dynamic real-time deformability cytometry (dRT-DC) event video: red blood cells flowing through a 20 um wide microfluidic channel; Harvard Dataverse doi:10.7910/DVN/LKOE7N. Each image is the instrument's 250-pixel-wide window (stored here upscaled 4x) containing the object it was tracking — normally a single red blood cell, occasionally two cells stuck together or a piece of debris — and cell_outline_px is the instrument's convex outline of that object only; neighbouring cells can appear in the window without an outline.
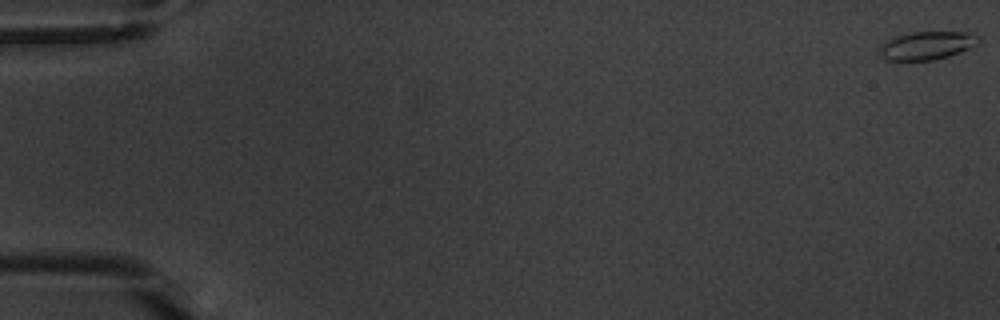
{"species": "common noctule bat (a hibernating species)", "species_latin": "Nyctalus noctula", "temperature_condition": "warm", "stored_images_in_passage": 36, "camera_frame_rate_fps": 3000, "um_per_image_px": 0.085, "animal": {"sex": "male", "body_mass_g": 20.1, "forearm_length_mm": 53.5}, "frame": {"image": 1, "passage_image": 1, "time_ms": 0.0, "image_size_px": [1000, 320], "cell_outline_px": [[980, 44], [960, 52], [948, 56], [932, 60], [884, 60], [880, 56], [880, 48], [888, 40], [896, 36], [912, 32], [972, 32], [980, 40]], "centroid_in_image_um": [78.82, 3.87], "position_along_channel_um": 6.2, "area_um2": 16.18}}
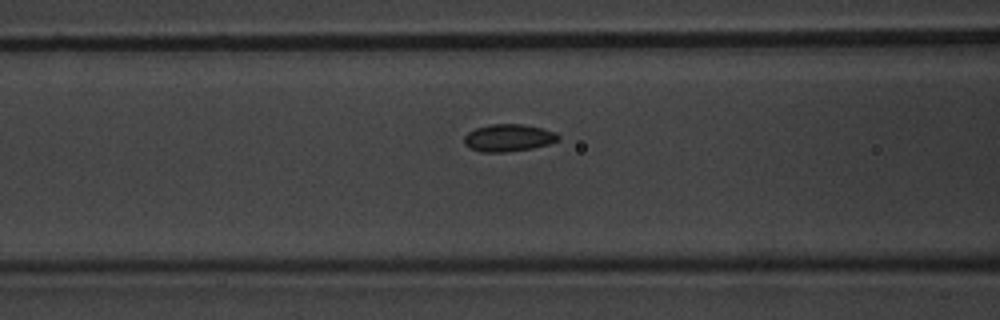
{"frame": {"image": 2, "passage_image": 23, "time_ms": 7.333, "image_size_px": [1000, 320], "cell_outline_px": [[560, 140], [548, 144], [532, 148], [504, 152], [480, 152], [468, 148], [464, 144], [464, 136], [468, 132], [476, 128], [492, 124], [524, 124], [556, 132], [560, 136]], "centroid_in_image_um": [43.2, 11.72], "position_along_channel_um": 123.4, "area_um2": 15.03}}
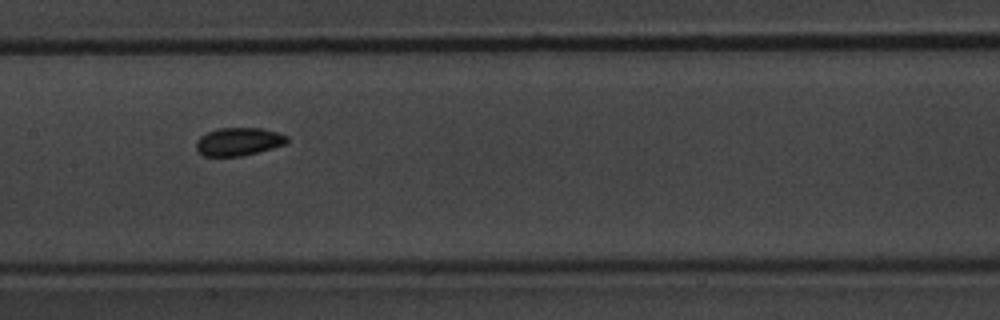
{"frame": {"image": 3, "passage_image": 28, "time_ms": 9.0, "image_size_px": [1000, 320], "cell_outline_px": [[288, 140], [284, 144], [272, 148], [240, 156], [204, 156], [196, 148], [196, 140], [200, 136], [208, 132], [220, 128], [260, 128], [276, 132], [288, 136]], "centroid_in_image_um": [20.26, 12.03], "position_along_channel_um": 187.1, "area_um2": 14.62}}